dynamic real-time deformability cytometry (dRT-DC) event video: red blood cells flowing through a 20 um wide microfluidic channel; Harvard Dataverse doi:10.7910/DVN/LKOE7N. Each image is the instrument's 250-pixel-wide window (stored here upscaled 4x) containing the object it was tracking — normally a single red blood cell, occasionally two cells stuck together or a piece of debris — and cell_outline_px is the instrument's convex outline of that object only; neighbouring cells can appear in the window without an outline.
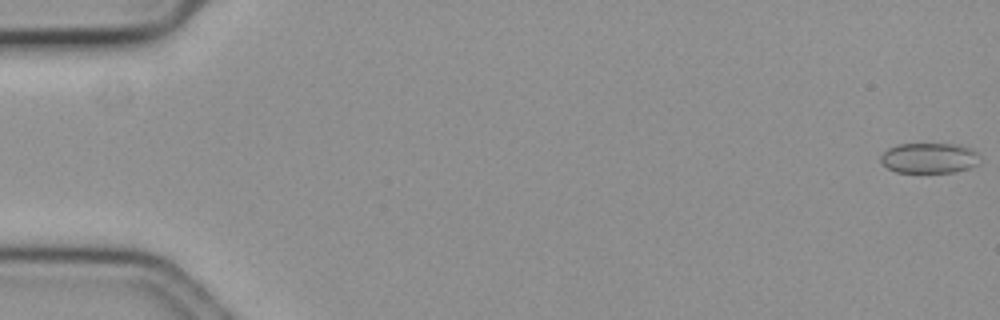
{"species": "common noctule bat (a hibernating species)", "species_latin": "Nyctalus noctula", "temperature_condition": "cold", "stored_images_in_passage": 60, "camera_frame_rate_fps": 3000, "um_per_image_px": 0.085, "animal": {"sex": "female", "body_mass_g": 19.3, "forearm_length_mm": 54.1}, "frame": {"image": 1, "passage_image": 1, "time_ms": 0.0, "image_size_px": [1000, 320], "cell_outline_px": [[980, 156], [976, 164], [968, 168], [952, 172], [896, 172], [888, 168], [880, 160], [880, 156], [888, 148], [896, 144], [960, 144], [972, 148]], "centroid_in_image_um": [78.98, 13.42], "position_along_channel_um": 6.0, "area_um2": 17.51}}
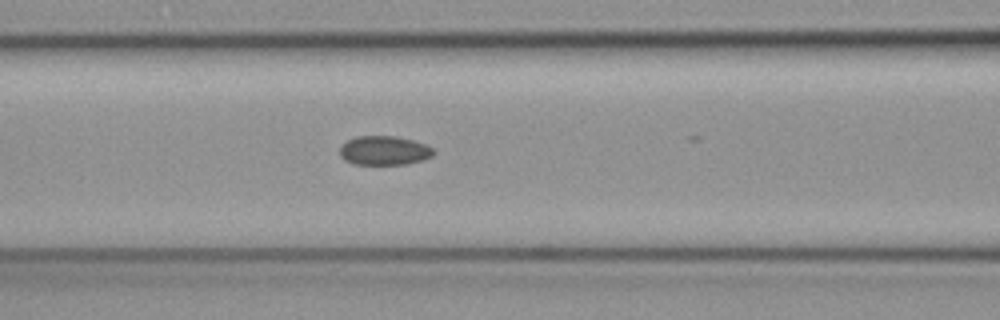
{"frame": {"image": 2, "passage_image": 26, "time_ms": 8.333, "image_size_px": [1000, 320], "cell_outline_px": [[436, 152], [432, 156], [408, 164], [352, 164], [344, 160], [340, 156], [340, 148], [348, 140], [356, 136], [396, 136], [428, 144]], "centroid_in_image_um": [32.67, 12.79], "position_along_channel_um": 133.9, "area_um2": 15.95}}
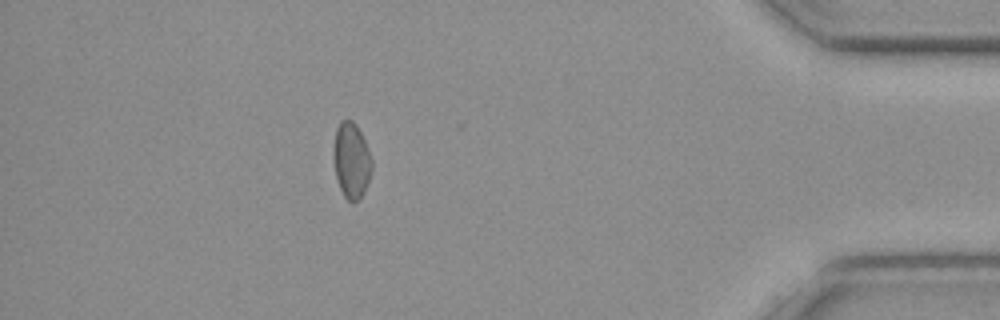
{"frame": {"image": 3, "passage_image": 53, "time_ms": 17.333, "image_size_px": [1000, 320], "cell_outline_px": [[372, 172], [364, 192], [352, 204], [344, 196], [340, 188], [336, 176], [332, 156], [332, 148], [336, 128], [340, 120], [352, 120], [356, 124], [364, 140], [372, 160]], "centroid_in_image_um": [29.84, 13.62], "position_along_channel_um": 405.4, "area_um2": 17.05}, "authors_computed_cell_mechanics": {"area_um2": 16.7331, "velocity_mm_per_s": 3.5623, "shape_relaxation_time_tau1_ms": 9.6936, "shape_relaxation_time_tau2_ms": 4.7132, "deformation_change_tau1": 0.0689, "deformation_change_tau2": 0.0859}}